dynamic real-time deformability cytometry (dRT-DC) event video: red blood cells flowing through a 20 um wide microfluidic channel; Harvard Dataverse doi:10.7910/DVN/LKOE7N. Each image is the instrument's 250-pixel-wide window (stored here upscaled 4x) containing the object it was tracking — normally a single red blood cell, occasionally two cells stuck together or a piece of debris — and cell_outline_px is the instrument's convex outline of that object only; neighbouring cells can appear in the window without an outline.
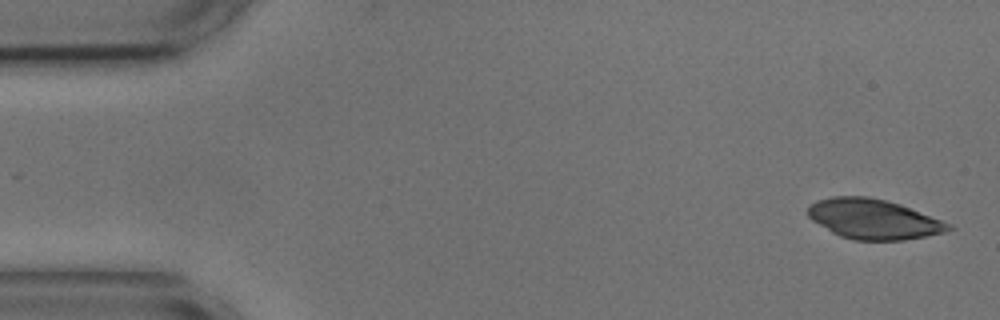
{"species": "common noctule bat (a hibernating species)", "species_latin": "Nyctalus noctula", "temperature_condition": "cold", "stored_images_in_passage": 6, "camera_frame_rate_fps": 3000, "um_per_image_px": 0.085, "animal": {"sex": "male", "body_mass_g": 17.9, "forearm_length_mm": 54.2}, "frame": {"image": 1, "passage_image": 1, "time_ms": 0.0, "image_size_px": [1000, 320], "cell_outline_px": [[956, 228], [944, 232], [904, 240], [856, 240], [840, 236], [832, 232], [812, 220], [808, 216], [808, 204], [816, 200], [832, 196], [868, 196], [900, 204], [952, 224]], "centroid_in_image_um": [74.24, 18.61], "position_along_channel_um": 10.8, "area_um2": 32.66}}